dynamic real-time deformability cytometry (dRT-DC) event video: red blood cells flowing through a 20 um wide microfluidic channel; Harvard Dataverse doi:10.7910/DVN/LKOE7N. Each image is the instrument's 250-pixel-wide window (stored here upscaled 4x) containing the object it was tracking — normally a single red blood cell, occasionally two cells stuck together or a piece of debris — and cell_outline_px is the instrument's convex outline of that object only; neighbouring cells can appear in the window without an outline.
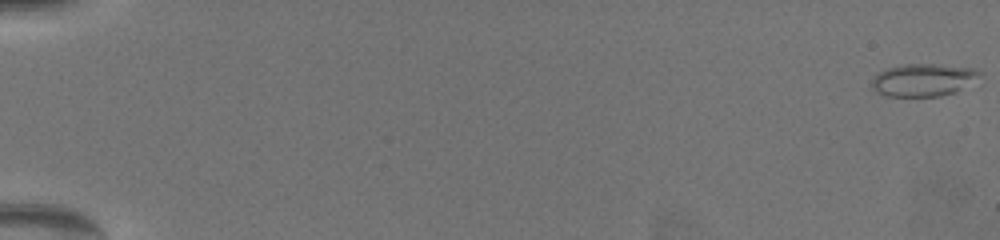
{"species": "common noctule bat (a hibernating species)", "species_latin": "Nyctalus noctula", "temperature_condition": "warm", "stored_images_in_passage": 56, "camera_frame_rate_fps": 3000, "um_per_image_px": 0.085, "animal": {"sex": "female", "body_mass_g": 19.5, "forearm_length_mm": 54.1}, "frame": {"image": 1, "passage_image": 1, "time_ms": 0.0, "image_size_px": [1000, 240], "cell_outline_px": [[980, 72], [956, 92], [940, 96], [884, 96], [876, 92], [872, 88], [872, 80], [880, 72], [888, 68], [908, 64], [932, 64], [972, 68]], "centroid_in_image_um": [78.38, 6.81], "position_along_channel_um": 6.6, "area_um2": 19.77}}
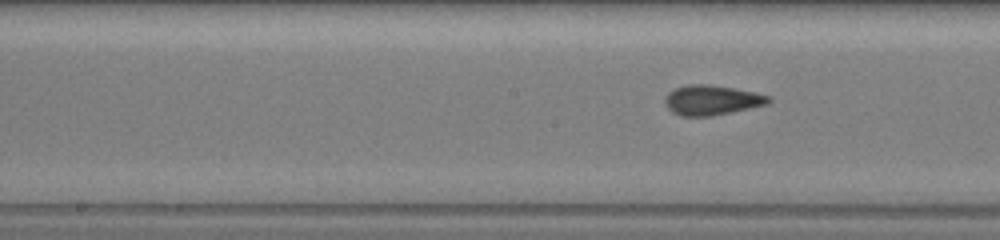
{"frame": {"image": 2, "passage_image": 36, "time_ms": 11.667, "image_size_px": [1000, 240], "cell_outline_px": [[772, 100], [768, 104], [752, 108], [712, 116], [680, 116], [672, 112], [664, 104], [664, 96], [668, 92], [676, 88], [688, 84], [708, 84], [732, 88], [772, 96]], "centroid_in_image_um": [60.49, 8.52], "position_along_channel_um": 187.7, "area_um2": 18.21}}
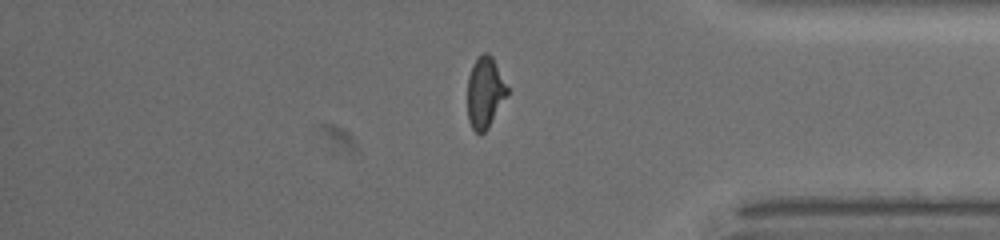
{"frame": {"image": 3, "passage_image": 56, "time_ms": 18.333, "image_size_px": [1000, 240], "cell_outline_px": [[508, 96], [488, 128], [480, 136], [472, 128], [468, 120], [468, 76], [472, 64], [484, 52], [488, 52], [492, 56], [508, 88]], "centroid_in_image_um": [41.23, 7.89], "position_along_channel_um": 394.0, "area_um2": 16.59}}